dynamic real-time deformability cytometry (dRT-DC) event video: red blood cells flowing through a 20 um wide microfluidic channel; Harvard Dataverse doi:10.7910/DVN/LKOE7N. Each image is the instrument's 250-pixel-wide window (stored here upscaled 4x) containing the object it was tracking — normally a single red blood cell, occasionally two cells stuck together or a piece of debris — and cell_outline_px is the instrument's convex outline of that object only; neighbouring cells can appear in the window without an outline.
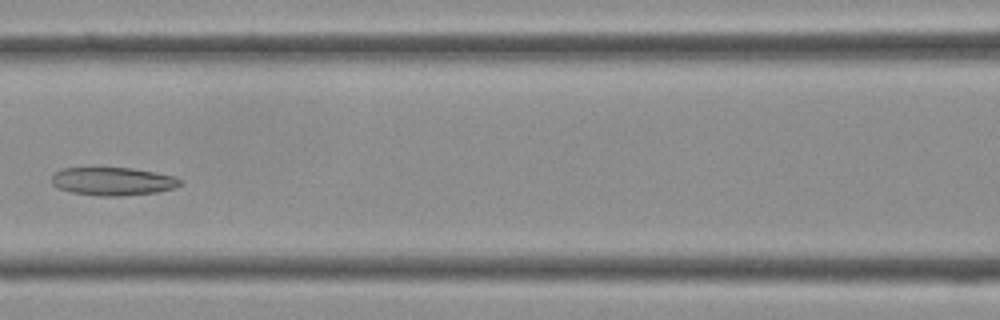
{"species": "Egyptian fruit bat (a non-hibernating species)", "species_latin": "Rousettus aegyptiacus", "temperature_condition": "cold", "stored_images_in_passage": 40, "camera_frame_rate_fps": 3000, "um_per_image_px": 0.085, "frame": {"image": 1, "passage_image": 16, "time_ms": 5.0, "image_size_px": [1000, 320], "cell_outline_px": [[180, 184], [176, 188], [160, 192], [120, 196], [100, 196], [72, 192], [60, 188], [52, 184], [52, 176], [56, 172], [64, 168], [132, 168], [176, 176], [180, 180]], "centroid_in_image_um": [9.64, 15.42], "position_along_channel_um": 157.0, "area_um2": 20.98}}
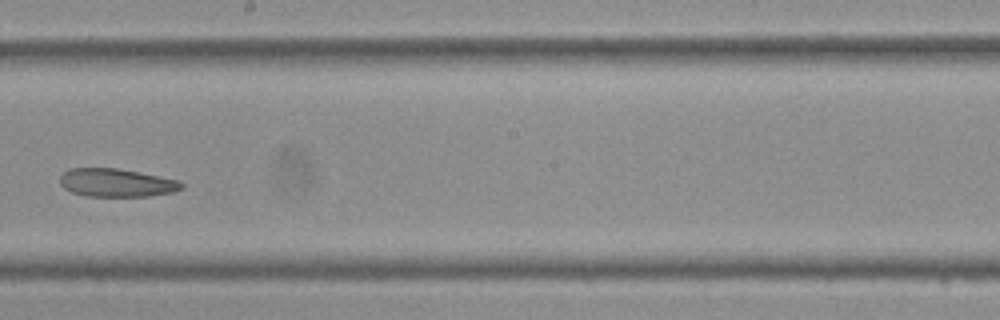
{"frame": {"image": 2, "passage_image": 21, "time_ms": 6.667, "image_size_px": [1000, 320], "cell_outline_px": [[184, 188], [172, 192], [148, 196], [84, 196], [72, 192], [64, 188], [60, 184], [60, 176], [64, 172], [72, 168], [116, 168], [180, 180], [184, 184]], "centroid_in_image_um": [9.91, 15.54], "position_along_channel_um": 238.3, "area_um2": 19.94}}
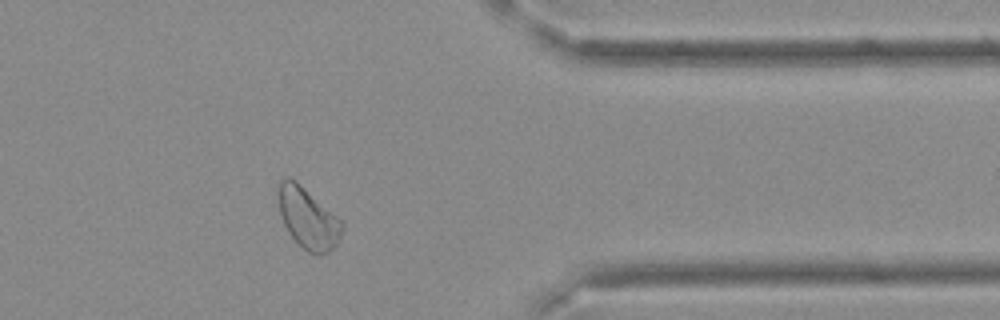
{"frame": {"image": 3, "passage_image": 31, "time_ms": 10.0, "image_size_px": [1000, 320], "cell_outline_px": [[344, 228], [336, 244], [328, 252], [316, 256], [308, 252], [288, 232], [284, 224], [280, 212], [276, 192], [276, 188], [280, 180], [284, 176], [288, 176], [296, 180], [344, 220]], "centroid_in_image_um": [26.18, 18.49], "position_along_channel_um": 385.2, "area_um2": 23.18}}